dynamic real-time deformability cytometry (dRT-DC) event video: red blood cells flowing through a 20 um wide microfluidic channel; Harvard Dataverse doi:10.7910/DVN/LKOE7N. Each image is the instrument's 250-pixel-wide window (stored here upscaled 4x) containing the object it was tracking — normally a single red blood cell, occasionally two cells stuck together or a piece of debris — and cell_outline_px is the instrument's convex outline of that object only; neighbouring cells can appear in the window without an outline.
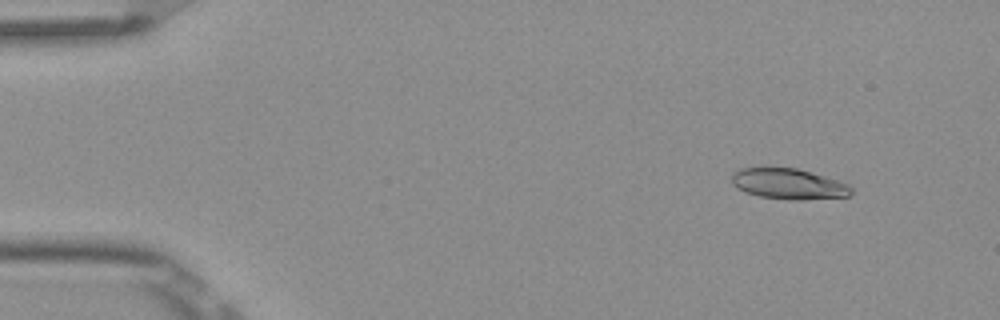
{"species": "Egyptian fruit bat (a non-hibernating species)", "species_latin": "Rousettus aegyptiacus", "temperature_condition": "room temperature", "stored_images_in_passage": 4, "camera_frame_rate_fps": 3000, "um_per_image_px": 0.085, "frame": {"image": 1, "passage_image": 2, "time_ms": 0.333, "image_size_px": [1000, 320], "cell_outline_px": [[852, 192], [848, 196], [804, 200], [792, 200], [760, 196], [744, 192], [736, 188], [732, 184], [732, 172], [740, 168], [764, 164], [768, 164], [796, 168], [824, 176], [848, 184], [852, 188]], "centroid_in_image_um": [66.93, 15.58], "position_along_channel_um": 18.1, "area_um2": 22.14}}
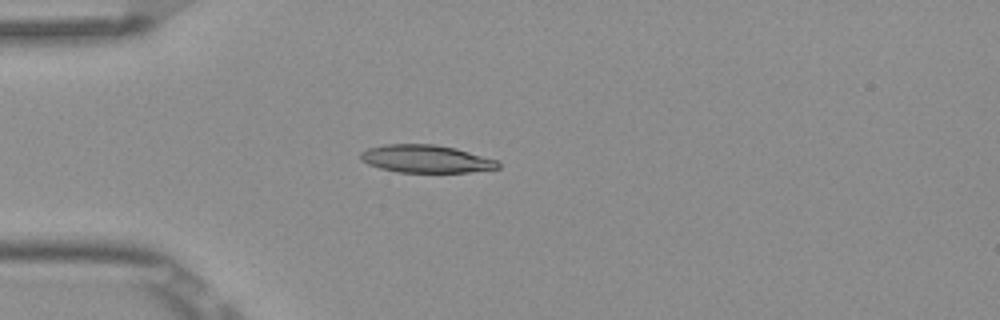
{"frame": {"image": 2, "passage_image": 4, "time_ms": 1.0, "image_size_px": [1000, 320], "cell_outline_px": [[500, 168], [468, 172], [396, 172], [380, 168], [368, 164], [360, 160], [360, 152], [368, 148], [388, 144], [436, 144], [456, 148], [496, 160], [500, 164]], "centroid_in_image_um": [36.18, 13.5], "position_along_channel_um": 48.8, "area_um2": 22.2}}